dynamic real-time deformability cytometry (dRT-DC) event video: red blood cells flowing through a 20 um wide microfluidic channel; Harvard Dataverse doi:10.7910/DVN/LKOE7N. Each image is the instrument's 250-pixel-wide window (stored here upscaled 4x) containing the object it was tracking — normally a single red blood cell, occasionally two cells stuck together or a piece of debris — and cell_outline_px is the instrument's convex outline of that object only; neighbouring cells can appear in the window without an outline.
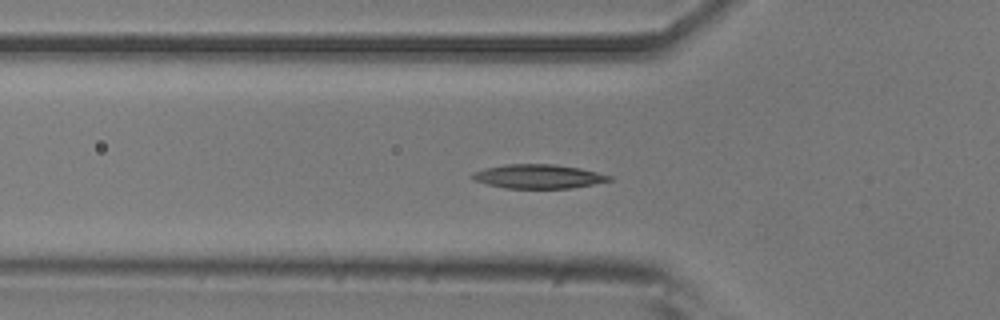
{"species": "common noctule bat (a hibernating species)", "species_latin": "Nyctalus noctula", "temperature_condition": "room temperature", "stored_images_in_passage": 5, "camera_frame_rate_fps": 3000, "um_per_image_px": 0.085, "animal": {"sex": "male", "body_mass_g": 20.5, "forearm_length_mm": 52.5}, "frame": {"image": 1, "passage_image": 3, "time_ms": 0.667, "image_size_px": [1000, 320], "cell_outline_px": [[612, 180], [592, 184], [568, 188], [504, 188], [488, 184], [476, 180], [472, 176], [472, 172], [484, 168], [504, 164], [552, 164], [580, 168], [612, 176]], "centroid_in_image_um": [45.74, 14.99], "position_along_channel_um": 80.1, "area_um2": 18.96}}